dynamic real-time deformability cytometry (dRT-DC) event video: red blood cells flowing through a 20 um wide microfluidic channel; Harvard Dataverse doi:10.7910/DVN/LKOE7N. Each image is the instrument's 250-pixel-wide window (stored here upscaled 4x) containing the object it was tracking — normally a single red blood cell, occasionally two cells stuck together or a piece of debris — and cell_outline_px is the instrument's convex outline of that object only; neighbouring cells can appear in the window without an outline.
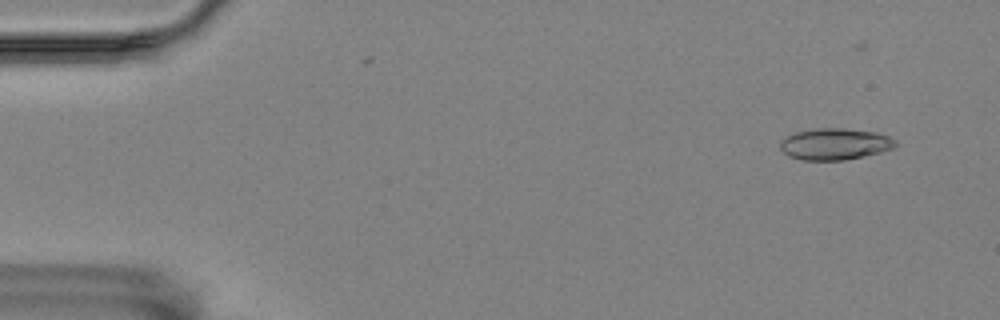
{"species": "Egyptian fruit bat (a non-hibernating species)", "species_latin": "Rousettus aegyptiacus", "temperature_condition": "room temperature", "stored_images_in_passage": 57, "camera_frame_rate_fps": 3000, "um_per_image_px": 0.085, "animal": {"sex": "female"}, "frame": {"image": 1, "passage_image": 4, "time_ms": 1.0, "image_size_px": [1000, 320], "cell_outline_px": [[900, 144], [892, 148], [880, 152], [844, 160], [800, 160], [788, 156], [780, 148], [780, 140], [796, 132], [816, 128], [844, 128], [876, 132], [888, 136], [896, 140]], "centroid_in_image_um": [70.97, 12.24], "position_along_channel_um": 14.0, "area_um2": 21.21}}
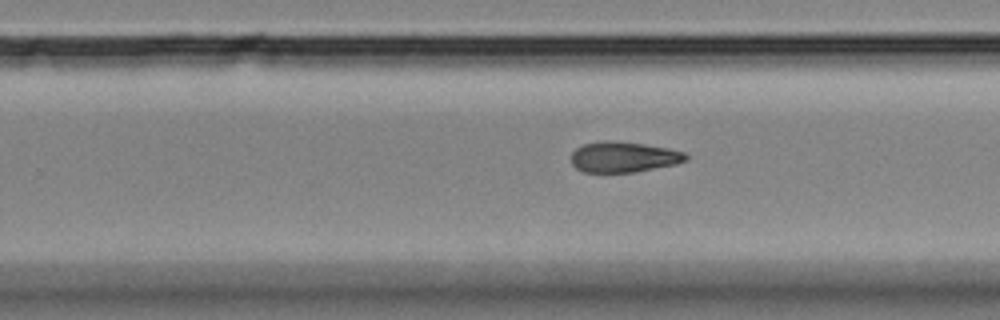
{"frame": {"image": 2, "passage_image": 36, "time_ms": 11.667, "image_size_px": [1000, 320], "cell_outline_px": [[688, 160], [676, 164], [636, 172], [584, 172], [576, 168], [572, 164], [572, 152], [576, 148], [584, 144], [600, 140], [608, 140], [644, 144], [668, 148], [684, 152], [688, 156]], "centroid_in_image_um": [53.01, 13.34], "position_along_channel_um": 276.8, "area_um2": 20.52}}
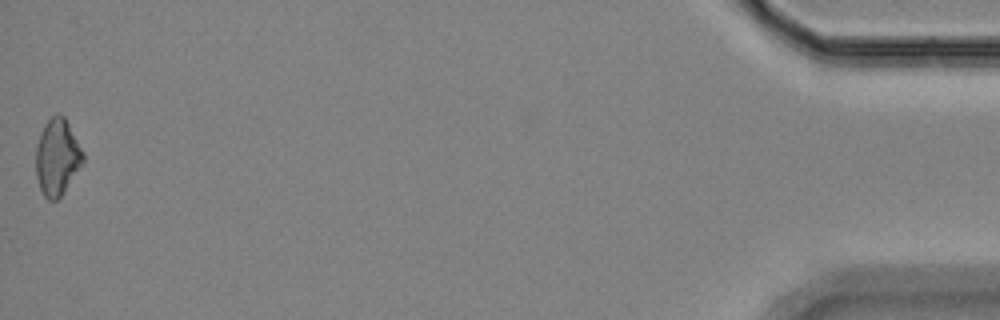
{"frame": {"image": 3, "passage_image": 57, "time_ms": 18.667, "image_size_px": [1000, 320], "cell_outline_px": [[84, 160], [64, 192], [56, 200], [48, 200], [44, 196], [40, 188], [36, 176], [36, 148], [44, 124], [52, 116], [64, 116], [84, 152]], "centroid_in_image_um": [4.86, 13.38], "position_along_channel_um": 430.3, "area_um2": 20.63}}